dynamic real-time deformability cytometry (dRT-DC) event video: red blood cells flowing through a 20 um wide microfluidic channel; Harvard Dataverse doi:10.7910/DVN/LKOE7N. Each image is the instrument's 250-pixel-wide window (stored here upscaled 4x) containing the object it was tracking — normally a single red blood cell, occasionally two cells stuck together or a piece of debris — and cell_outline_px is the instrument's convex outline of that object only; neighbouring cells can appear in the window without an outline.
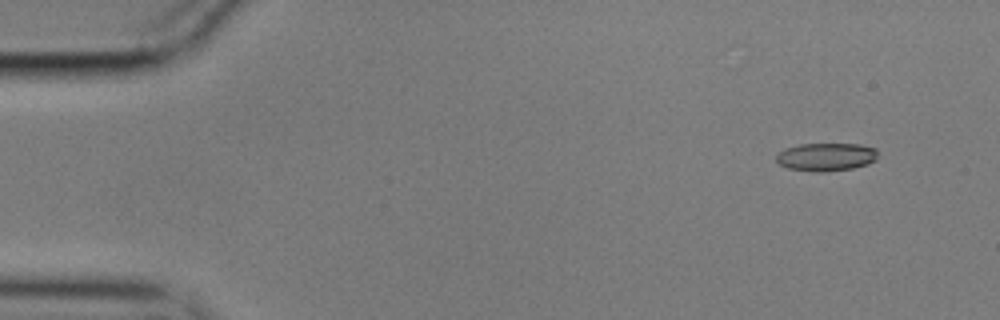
{"species": "common noctule bat (a hibernating species)", "species_latin": "Nyctalus noctula", "temperature_condition": "cold", "stored_images_in_passage": 53, "camera_frame_rate_fps": 3000, "um_per_image_px": 0.085, "animal": {"sex": "male", "body_mass_g": 17.9}, "frame": {"image": 1, "passage_image": 1, "time_ms": 0.0, "image_size_px": [1000, 320], "cell_outline_px": [[876, 160], [868, 164], [852, 168], [824, 172], [816, 172], [788, 168], [780, 164], [776, 160], [776, 156], [784, 148], [800, 144], [860, 144], [876, 148]], "centroid_in_image_um": [70.22, 13.33], "position_along_channel_um": 14.8, "area_um2": 16.59}}
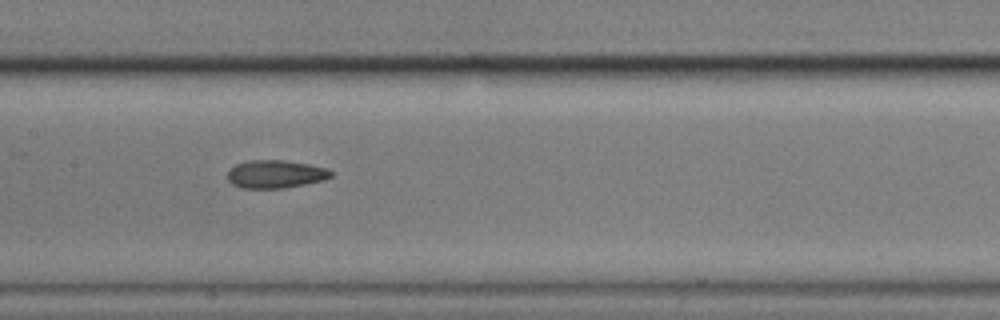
{"frame": {"image": 2, "passage_image": 24, "time_ms": 7.667, "image_size_px": [1000, 320], "cell_outline_px": [[332, 176], [324, 180], [284, 188], [244, 188], [232, 184], [228, 180], [228, 172], [236, 164], [248, 160], [284, 160], [308, 164], [328, 168], [332, 172]], "centroid_in_image_um": [23.43, 14.79], "position_along_channel_um": 184.0, "area_um2": 16.82}}
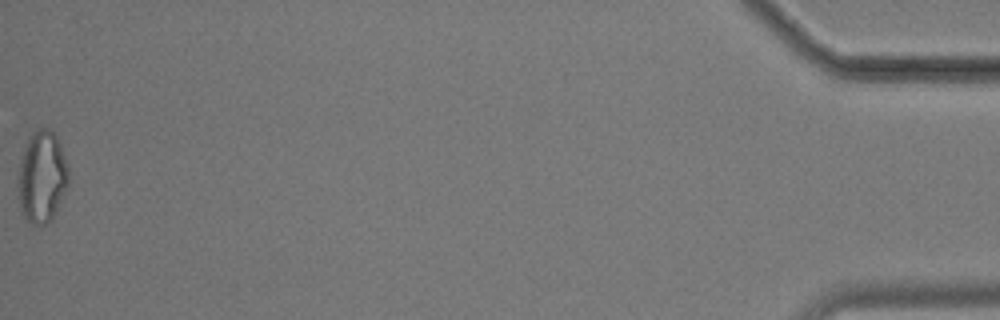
{"frame": {"image": 3, "passage_image": 53, "time_ms": 17.333, "image_size_px": [1000, 320], "cell_outline_px": [[68, 188], [52, 220], [44, 224], [32, 224], [20, 212], [16, 180], [20, 156], [28, 136], [32, 132], [40, 128], [48, 128], [56, 132], [68, 168]], "centroid_in_image_um": [3.54, 15.02], "position_along_channel_um": 431.7, "area_um2": 27.8}, "authors_computed_cell_mechanics": {"area_um2": 17.4556, "velocity_mm_per_s": 3.5615, "shape_relaxation_time_tau1_ms": 5.1483, "shape_relaxation_time_tau2_ms": 4.8359, "deformation_change_tau1": 0.14, "deformation_change_tau2": 0.1303}}